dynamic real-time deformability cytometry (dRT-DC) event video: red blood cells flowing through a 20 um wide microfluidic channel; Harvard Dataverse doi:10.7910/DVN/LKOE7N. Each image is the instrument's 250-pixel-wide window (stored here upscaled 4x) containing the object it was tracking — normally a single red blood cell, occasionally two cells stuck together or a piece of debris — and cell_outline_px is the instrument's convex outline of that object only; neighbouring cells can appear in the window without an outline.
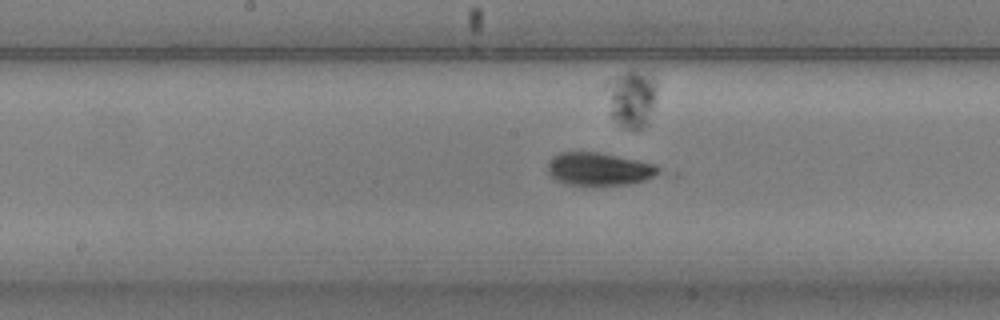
{"species": "common noctule bat (a hibernating species)", "species_latin": "Nyctalus noctula", "temperature_condition": "warm", "stored_images_in_passage": 54, "camera_frame_rate_fps": 3000, "um_per_image_px": 0.085, "animal": {"sex": "male", "body_mass_g": 20.5, "forearm_length_mm": 52.5}, "frame": {"image": 1, "passage_image": 27, "time_ms": 8.667, "image_size_px": [1000, 320], "cell_outline_px": [[660, 172], [644, 180], [628, 184], [568, 184], [556, 180], [548, 172], [548, 160], [552, 156], [560, 152], [600, 152], [656, 164], [660, 168]], "centroid_in_image_um": [50.9, 14.34], "position_along_channel_um": 197.3, "area_um2": 20.98}}
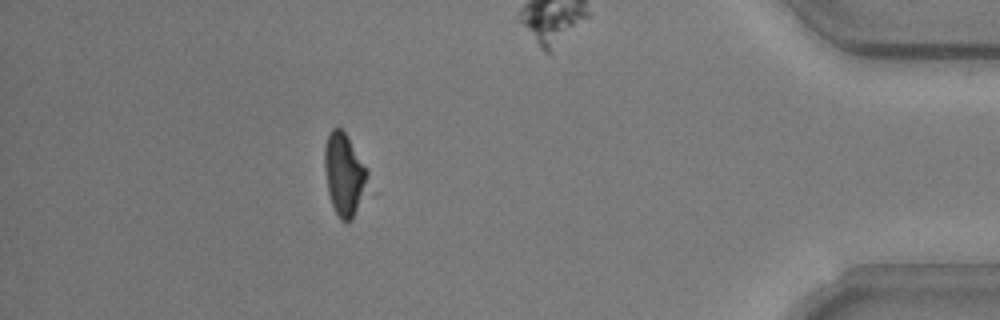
{"frame": {"image": 2, "passage_image": 48, "time_ms": 15.667, "image_size_px": [1000, 320], "cell_outline_px": [[368, 176], [364, 192], [352, 220], [340, 220], [332, 204], [328, 192], [324, 168], [324, 148], [328, 132], [332, 128], [340, 128], [348, 136], [368, 168]], "centroid_in_image_um": [29.24, 14.77], "position_along_channel_um": 406.0, "area_um2": 20.63}, "authors_computed_cell_mechanics": {"area_um2": 21.4149, "velocity_mm_per_s": 3.7185, "shape_relaxation_time_tau1_ms": 2.5247, "shape_relaxation_time_tau2_ms": null, "deformation_change_tau1": 0.1629, "deformation_change_tau2": null}}